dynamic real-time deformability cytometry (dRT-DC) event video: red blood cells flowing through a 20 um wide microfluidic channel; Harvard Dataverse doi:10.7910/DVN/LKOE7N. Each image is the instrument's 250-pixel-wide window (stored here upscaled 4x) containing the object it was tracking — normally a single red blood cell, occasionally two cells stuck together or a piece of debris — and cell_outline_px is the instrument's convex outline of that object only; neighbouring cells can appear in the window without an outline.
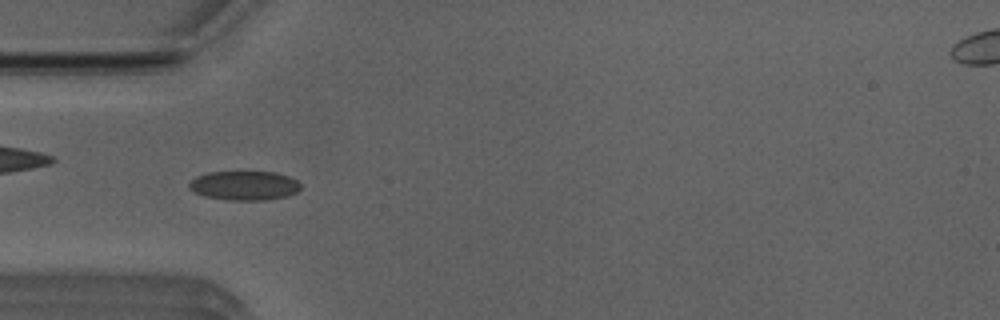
{"species": "Egyptian fruit bat (a non-hibernating species)", "species_latin": "Rousettus aegyptiacus", "temperature_condition": "room temperature", "stored_images_in_passage": 41, "camera_frame_rate_fps": 3000, "um_per_image_px": 0.085, "animal": {"sex": "male"}, "frame": {"image": 1, "passage_image": 4, "time_ms": 1.0, "image_size_px": [1000, 320], "cell_outline_px": [[300, 188], [296, 192], [288, 196], [264, 200], [228, 200], [204, 196], [188, 188], [188, 180], [196, 176], [208, 172], [276, 172], [288, 176], [296, 180], [300, 184]], "centroid_in_image_um": [20.73, 15.77], "position_along_channel_um": 64.3, "area_um2": 19.07}}
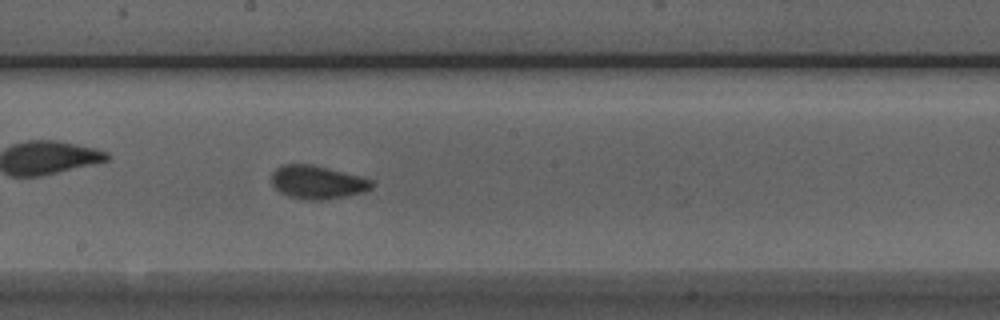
{"frame": {"image": 2, "passage_image": 16, "time_ms": 5.0, "image_size_px": [1000, 320], "cell_outline_px": [[372, 188], [364, 192], [348, 196], [328, 200], [308, 200], [288, 196], [280, 192], [272, 184], [272, 172], [276, 168], [284, 164], [312, 164], [360, 176], [372, 180]], "centroid_in_image_um": [26.98, 15.5], "position_along_channel_um": 221.2, "area_um2": 19.54}}
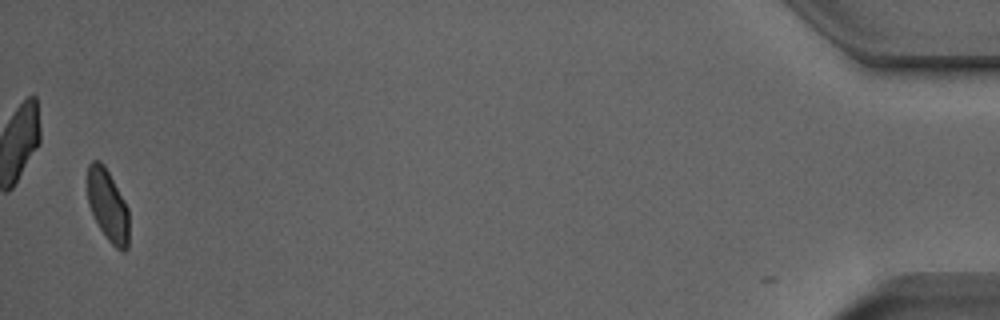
{"frame": {"image": 3, "passage_image": 39, "time_ms": 12.667, "image_size_px": [1000, 320], "cell_outline_px": [[128, 248], [124, 252], [116, 248], [108, 240], [100, 228], [88, 204], [88, 164], [92, 160], [100, 160], [104, 164], [124, 200], [128, 208]], "centroid_in_image_um": [9.17, 17.45], "position_along_channel_um": 426.0, "area_um2": 17.22}, "authors_computed_cell_mechanics": {"area_um2": 18.7272, "velocity_mm_per_s": 3.9349, "shape_relaxation_time_tau1_ms": 2.5347, "shape_relaxation_time_tau2_ms": 1.1707, "deformation_change_tau1": 0.0801, "deformation_change_tau2": 0.0541}}